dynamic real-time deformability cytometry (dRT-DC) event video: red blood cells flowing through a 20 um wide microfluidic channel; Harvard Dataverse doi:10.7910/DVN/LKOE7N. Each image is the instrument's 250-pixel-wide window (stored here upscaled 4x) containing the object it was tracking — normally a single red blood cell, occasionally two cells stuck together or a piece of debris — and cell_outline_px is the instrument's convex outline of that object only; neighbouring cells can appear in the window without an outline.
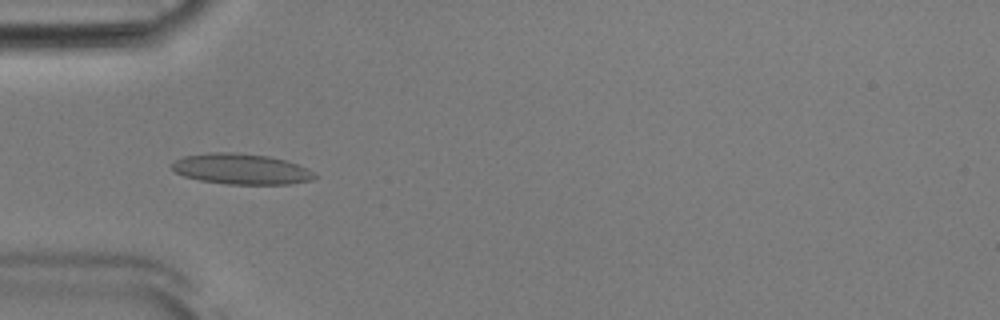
{"species": "Egyptian fruit bat (a non-hibernating species)", "species_latin": "Rousettus aegyptiacus", "temperature_condition": "room temperature", "stored_images_in_passage": 53, "camera_frame_rate_fps": 3000, "um_per_image_px": 0.085, "animal": {"sex": "male"}, "frame": {"image": 1, "passage_image": 17, "time_ms": 5.333, "image_size_px": [1000, 320], "cell_outline_px": [[316, 176], [312, 180], [288, 184], [228, 184], [200, 180], [184, 176], [176, 172], [172, 168], [172, 164], [176, 160], [184, 156], [208, 152], [236, 152], [268, 156], [284, 160], [308, 168]], "centroid_in_image_um": [20.49, 14.36], "position_along_channel_um": 64.5, "area_um2": 25.32}}
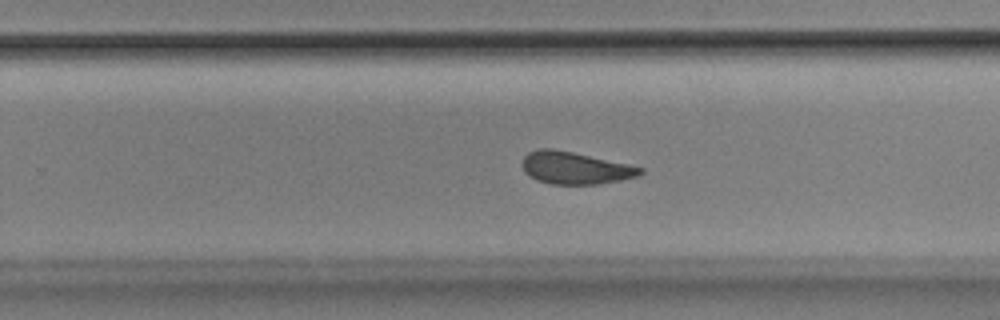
{"frame": {"image": 2, "passage_image": 34, "time_ms": 11.0, "image_size_px": [1000, 320], "cell_outline_px": [[644, 172], [636, 176], [620, 180], [600, 184], [552, 184], [536, 180], [528, 176], [524, 172], [524, 156], [528, 152], [540, 148], [552, 148], [572, 152], [628, 164], [644, 168]], "centroid_in_image_um": [48.87, 14.28], "position_along_channel_um": 280.9, "area_um2": 22.02}}
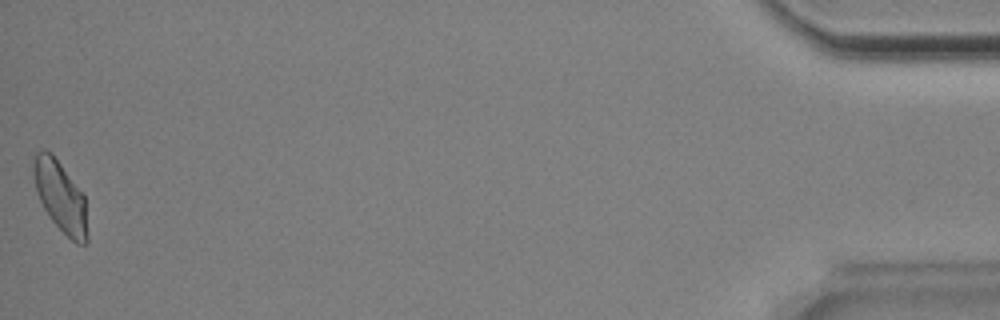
{"frame": {"image": 3, "passage_image": 53, "time_ms": 17.333, "image_size_px": [1000, 320], "cell_outline_px": [[88, 240], [84, 244], [76, 244], [52, 220], [44, 208], [40, 200], [36, 188], [32, 168], [32, 164], [36, 152], [44, 148], [52, 152], [84, 196], [88, 236]], "centroid_in_image_um": [5.13, 16.68], "position_along_channel_um": 430.1, "area_um2": 21.96}, "authors_computed_cell_mechanics": {"area_um2": 23.1778, "velocity_mm_per_s": 3.8416, "shape_relaxation_time_tau1_ms": 4.7581, "shape_relaxation_time_tau2_ms": 1.4111, "deformation_change_tau1": 0.1191, "deformation_change_tau2": 0.0822}}